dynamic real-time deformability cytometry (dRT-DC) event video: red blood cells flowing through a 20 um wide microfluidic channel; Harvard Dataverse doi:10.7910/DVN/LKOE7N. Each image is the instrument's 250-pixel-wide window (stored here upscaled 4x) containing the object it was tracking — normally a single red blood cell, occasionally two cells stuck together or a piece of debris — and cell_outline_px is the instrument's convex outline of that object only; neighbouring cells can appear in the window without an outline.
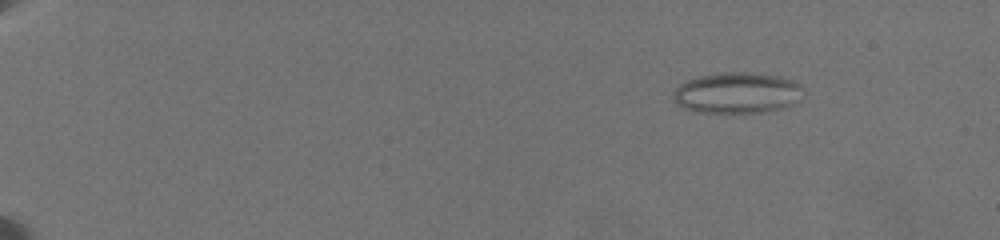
{"species": "common noctule bat (a hibernating species)", "species_latin": "Nyctalus noctula", "temperature_condition": "warm", "stored_images_in_passage": 53, "camera_frame_rate_fps": 3000, "um_per_image_px": 0.085, "animal": {"sex": "female", "body_mass_g": 19.5, "forearm_length_mm": 54.1}, "frame": {"image": 1, "passage_image": 2, "time_ms": 0.667, "image_size_px": [1000, 240], "cell_outline_px": [[800, 84], [788, 104], [780, 108], [764, 112], [696, 112], [684, 108], [676, 100], [676, 88], [680, 84], [696, 76], [728, 72], [744, 72], [780, 76], [792, 80]], "centroid_in_image_um": [62.54, 7.87], "position_along_channel_um": 22.5, "area_um2": 29.65}}
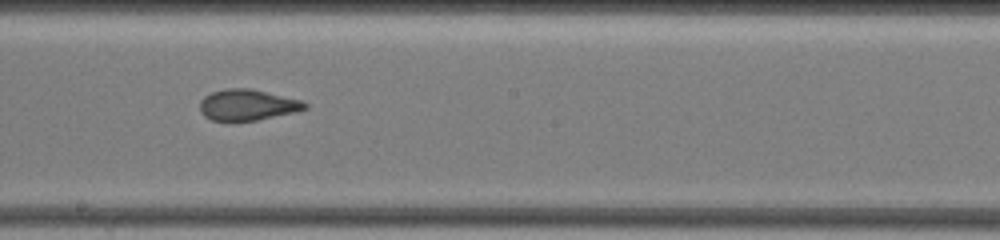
{"frame": {"image": 2, "passage_image": 26, "time_ms": 10.667, "image_size_px": [1000, 240], "cell_outline_px": [[308, 108], [292, 112], [256, 120], [212, 120], [204, 116], [200, 112], [200, 100], [204, 96], [212, 92], [224, 88], [252, 88], [300, 100], [308, 104]], "centroid_in_image_um": [20.99, 8.89], "position_along_channel_um": 227.2, "area_um2": 18.79}}
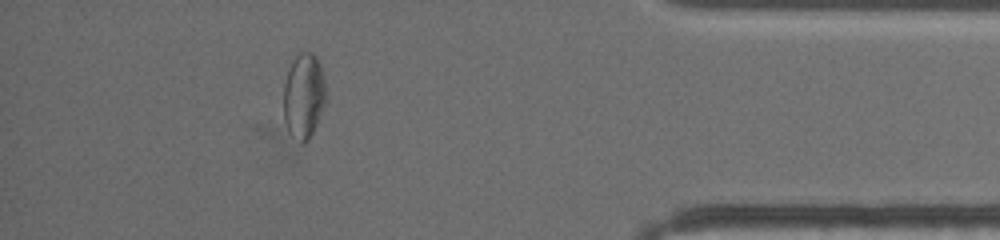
{"frame": {"image": 3, "passage_image": 47, "time_ms": 16.667, "image_size_px": [1000, 240], "cell_outline_px": [[328, 100], [308, 140], [304, 144], [300, 144], [288, 128], [284, 120], [284, 84], [288, 68], [292, 60], [300, 52], [312, 52], [316, 56], [320, 64], [328, 96]], "centroid_in_image_um": [25.84, 8.13], "position_along_channel_um": 409.4, "area_um2": 21.27}, "authors_computed_cell_mechanics": {"area_um2": 20.6924, "velocity_mm_per_s": 3.555, "shape_relaxation_time_tau1_ms": null, "shape_relaxation_time_tau2_ms": 1.4695, "deformation_change_tau1": null, "deformation_change_tau2": 0.0758}}